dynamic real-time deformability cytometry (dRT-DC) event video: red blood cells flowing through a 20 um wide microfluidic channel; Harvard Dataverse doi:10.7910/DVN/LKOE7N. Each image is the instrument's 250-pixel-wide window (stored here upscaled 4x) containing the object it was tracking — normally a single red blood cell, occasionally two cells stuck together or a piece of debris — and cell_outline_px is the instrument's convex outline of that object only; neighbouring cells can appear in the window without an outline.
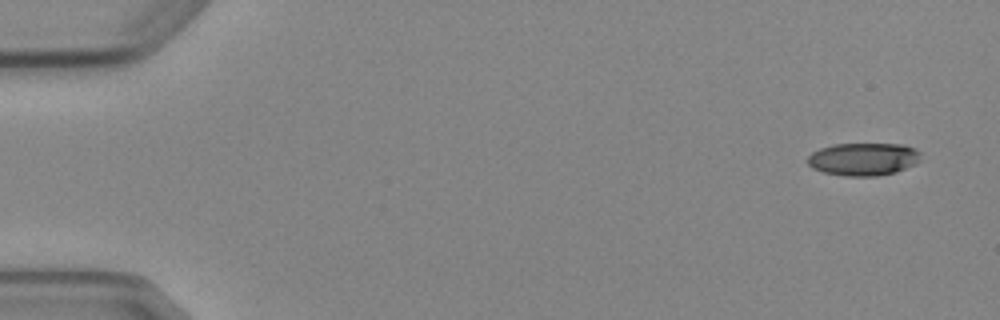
{"species": "Egyptian fruit bat (a non-hibernating species)", "species_latin": "Rousettus aegyptiacus", "temperature_condition": "cold", "stored_images_in_passage": 6, "camera_frame_rate_fps": 3000, "um_per_image_px": 0.085, "animal": {"sex": "female"}, "frame": {"image": 1, "passage_image": 1, "time_ms": 0.0, "image_size_px": [1000, 320], "cell_outline_px": [[920, 152], [916, 164], [896, 172], [876, 176], [844, 176], [824, 172], [812, 168], [808, 164], [808, 156], [812, 152], [820, 148], [832, 144], [904, 144], [916, 148]], "centroid_in_image_um": [73.38, 13.52], "position_along_channel_um": 11.6, "area_um2": 21.68}}
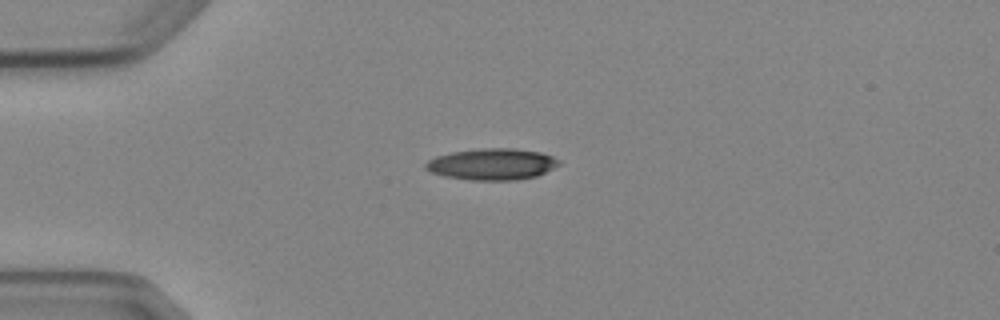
{"frame": {"image": 2, "passage_image": 4, "time_ms": 3.667, "image_size_px": [1000, 320], "cell_outline_px": [[560, 164], [536, 176], [516, 180], [468, 180], [444, 176], [432, 172], [424, 168], [424, 164], [428, 160], [436, 156], [452, 152], [480, 148], [512, 148], [540, 152], [552, 156], [560, 160]], "centroid_in_image_um": [41.8, 13.95], "position_along_channel_um": 43.2, "area_um2": 24.39}}
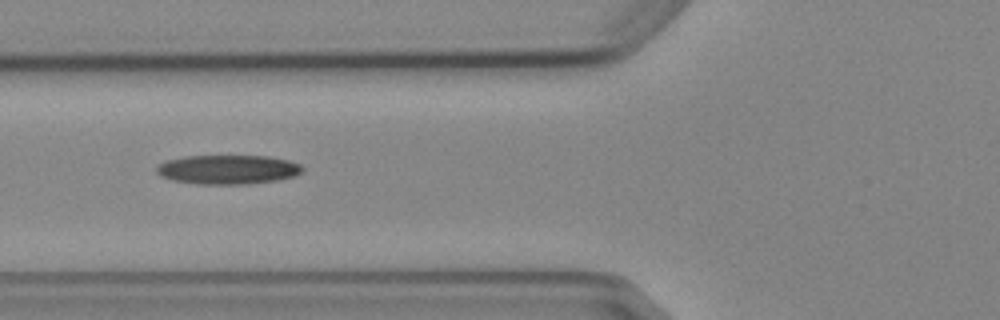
{"frame": {"image": 3, "passage_image": 6, "time_ms": 6.0, "image_size_px": [1000, 320], "cell_outline_px": [[304, 168], [296, 176], [276, 180], [248, 184], [200, 184], [172, 180], [160, 176], [156, 172], [156, 168], [160, 164], [168, 160], [184, 156], [268, 156], [288, 160], [300, 164]], "centroid_in_image_um": [19.37, 14.41], "position_along_channel_um": 106.4, "area_um2": 24.8}}